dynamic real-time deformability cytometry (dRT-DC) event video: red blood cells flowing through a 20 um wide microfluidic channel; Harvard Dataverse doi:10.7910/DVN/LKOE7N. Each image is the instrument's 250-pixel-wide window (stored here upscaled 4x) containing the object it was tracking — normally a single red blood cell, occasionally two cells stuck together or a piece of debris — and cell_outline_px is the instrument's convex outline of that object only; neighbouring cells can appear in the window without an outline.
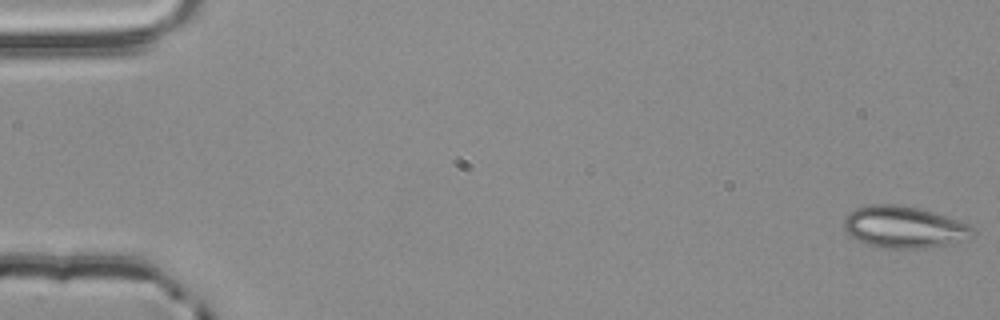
{"species": "common noctule bat (a hibernating species)", "species_latin": "Nyctalus noctula", "temperature_condition": "room temperature", "stored_images_in_passage": 5, "camera_frame_rate_fps": 3000, "um_per_image_px": 0.085, "animal": {"sex": "male", "body_mass_g": 20.4}, "frame": {"image": 1, "passage_image": 1, "time_ms": 0.0, "image_size_px": [1000, 320], "cell_outline_px": [[972, 236], [968, 240], [952, 244], [924, 248], [884, 248], [868, 244], [852, 236], [844, 228], [844, 220], [856, 208], [868, 204], [896, 204], [920, 208], [968, 224], [972, 228]], "centroid_in_image_um": [76.87, 19.3], "position_along_channel_um": 8.1, "area_um2": 31.04}}